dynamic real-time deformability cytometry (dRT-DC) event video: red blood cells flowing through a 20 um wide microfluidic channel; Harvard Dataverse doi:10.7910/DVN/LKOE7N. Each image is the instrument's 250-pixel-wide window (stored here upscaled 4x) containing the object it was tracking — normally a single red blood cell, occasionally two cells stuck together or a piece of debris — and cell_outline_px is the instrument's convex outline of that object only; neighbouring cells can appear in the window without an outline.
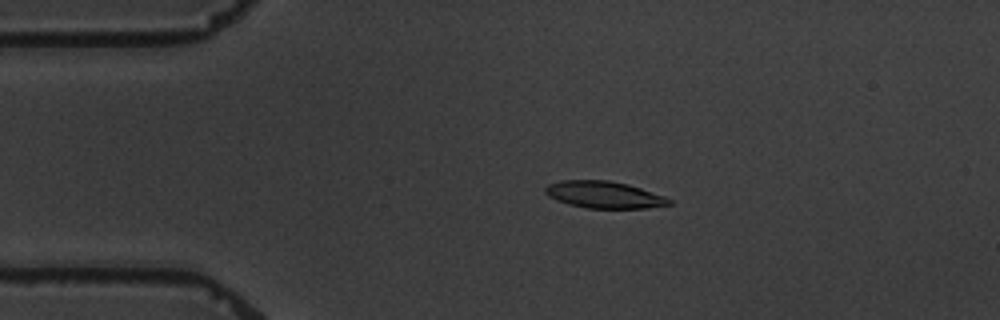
{"species": "common noctule bat (a hibernating species)", "species_latin": "Nyctalus noctula", "temperature_condition": "warm", "stored_images_in_passage": 7, "camera_frame_rate_fps": 3000, "um_per_image_px": 0.085, "animal": {"sex": "male", "body_mass_g": 19.5, "forearm_length_mm": 54.6}, "frame": {"image": 1, "passage_image": 3, "time_ms": 2.333, "image_size_px": [1000, 320], "cell_outline_px": [[672, 204], [648, 208], [588, 208], [568, 204], [556, 200], [548, 196], [544, 192], [544, 188], [548, 184], [560, 180], [608, 180], [628, 184], [664, 196], [672, 200]], "centroid_in_image_um": [51.32, 16.55], "position_along_channel_um": 33.7, "area_um2": 19.48}}
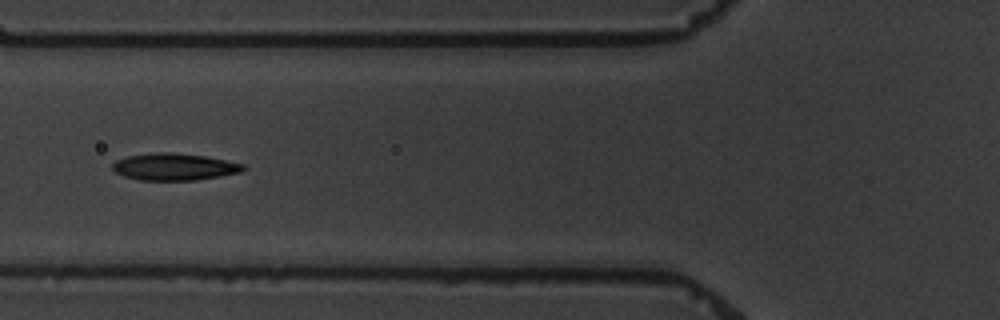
{"frame": {"image": 2, "passage_image": 6, "time_ms": 5.667, "image_size_px": [1000, 320], "cell_outline_px": [[248, 168], [240, 172], [220, 176], [196, 180], [140, 180], [124, 176], [116, 172], [112, 168], [112, 164], [116, 160], [124, 156], [156, 152], [172, 152], [204, 156], [244, 164]], "centroid_in_image_um": [14.8, 14.17], "position_along_channel_um": 111.0, "area_um2": 20.58}}
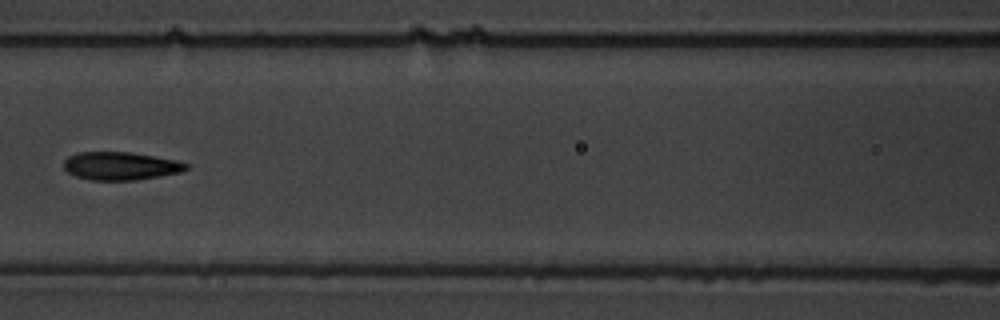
{"frame": {"image": 3, "passage_image": 7, "time_ms": 7.0, "image_size_px": [1000, 320], "cell_outline_px": [[188, 168], [180, 172], [160, 176], [132, 180], [92, 180], [76, 176], [68, 172], [64, 168], [64, 160], [68, 156], [76, 152], [132, 152], [176, 160], [188, 164]], "centroid_in_image_um": [10.23, 14.1], "position_along_channel_um": 156.4, "area_um2": 19.94}}